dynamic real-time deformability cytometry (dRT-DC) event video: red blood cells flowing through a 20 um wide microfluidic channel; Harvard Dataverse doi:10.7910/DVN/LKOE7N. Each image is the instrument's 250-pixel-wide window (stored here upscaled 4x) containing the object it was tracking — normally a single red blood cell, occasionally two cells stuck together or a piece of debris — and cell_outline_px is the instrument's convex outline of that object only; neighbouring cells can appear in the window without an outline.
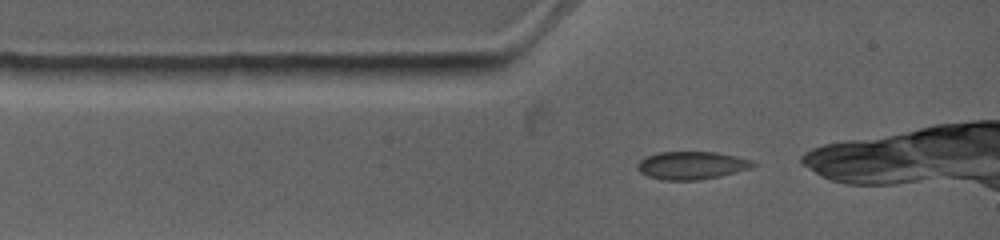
{"species": "common noctule bat (a hibernating species)", "species_latin": "Nyctalus noctula", "temperature_condition": "warm", "stored_images_in_passage": 2, "camera_frame_rate_fps": 4500, "um_per_image_px": 0.085, "animal": {"sex": "female", "body_mass_g": 19.0, "forearm_length_mm": 53.3}, "frame": {"image": 1, "passage_image": 1, "time_ms": 0.0, "image_size_px": [1000, 240], "cell_outline_px": [[756, 164], [752, 168], [720, 176], [700, 180], [660, 180], [648, 176], [640, 172], [636, 168], [636, 164], [640, 160], [648, 156], [660, 152], [716, 152], [736, 156], [752, 160]], "centroid_in_image_um": [58.79, 14.06], "position_along_channel_um": 26.2, "area_um2": 18.84}}